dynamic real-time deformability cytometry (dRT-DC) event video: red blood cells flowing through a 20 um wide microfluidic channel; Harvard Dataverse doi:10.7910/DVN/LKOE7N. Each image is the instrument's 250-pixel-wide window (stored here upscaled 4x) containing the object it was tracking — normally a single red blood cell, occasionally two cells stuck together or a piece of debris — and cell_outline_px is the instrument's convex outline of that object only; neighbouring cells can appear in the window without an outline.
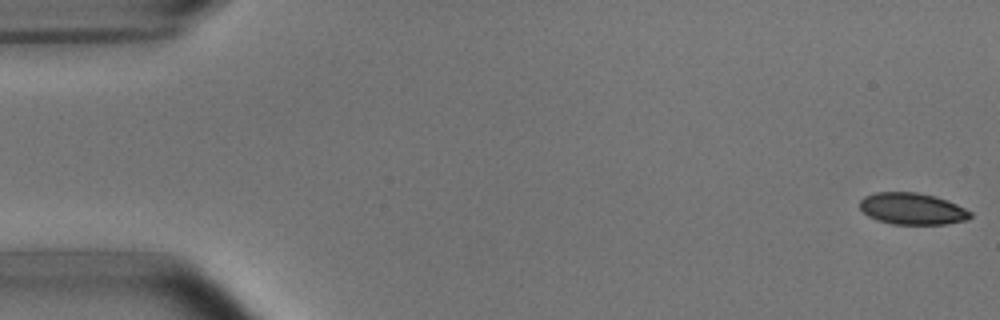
{"species": "common noctule bat (a hibernating species)", "species_latin": "Nyctalus noctula", "temperature_condition": "room temperature", "stored_images_in_passage": 5, "camera_frame_rate_fps": 3000, "um_per_image_px": 0.085, "animal": {"sex": "male", "body_mass_g": 15.6}, "frame": {"image": 1, "passage_image": 1, "time_ms": 0.0, "image_size_px": [1000, 320], "cell_outline_px": [[972, 216], [968, 220], [948, 224], [892, 224], [876, 220], [868, 216], [860, 208], [860, 200], [864, 196], [876, 192], [916, 192], [936, 196], [956, 204], [972, 212]], "centroid_in_image_um": [77.55, 17.75], "position_along_channel_um": 7.5, "area_um2": 20.52}}
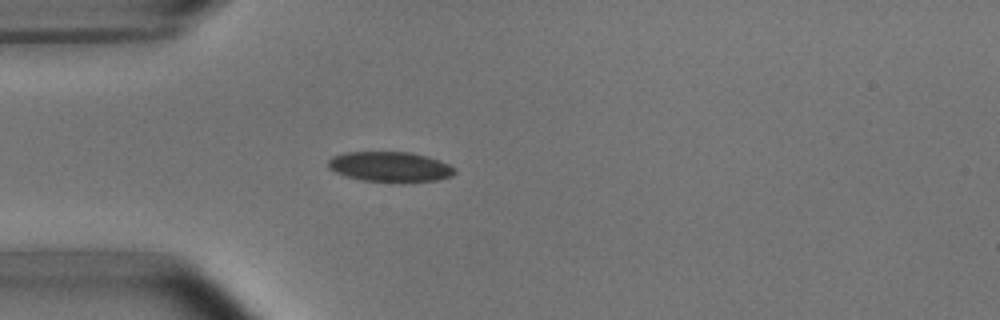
{"frame": {"image": 2, "passage_image": 5, "time_ms": 4.667, "image_size_px": [1000, 320], "cell_outline_px": [[456, 172], [452, 176], [440, 180], [396, 184], [360, 180], [344, 176], [328, 168], [328, 160], [332, 156], [344, 152], [412, 152], [428, 156], [448, 164], [456, 168]], "centroid_in_image_um": [33.17, 14.2], "position_along_channel_um": 51.8, "area_um2": 23.0}}